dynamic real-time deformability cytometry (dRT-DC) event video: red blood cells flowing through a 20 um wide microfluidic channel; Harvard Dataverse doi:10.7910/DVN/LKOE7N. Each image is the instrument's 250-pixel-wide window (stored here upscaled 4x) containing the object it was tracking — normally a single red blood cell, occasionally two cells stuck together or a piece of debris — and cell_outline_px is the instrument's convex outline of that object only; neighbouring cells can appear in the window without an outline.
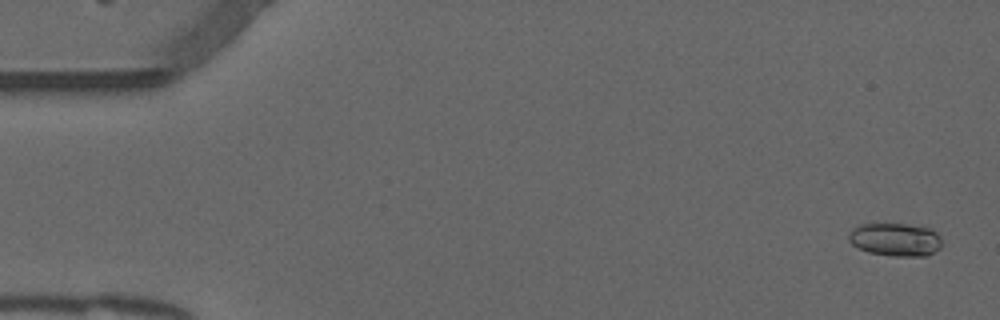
{"species": "common noctule bat (a hibernating species)", "species_latin": "Nyctalus noctula", "temperature_condition": "warm", "stored_images_in_passage": 17, "camera_frame_rate_fps": 3000, "um_per_image_px": 0.085, "animal": {"sex": "male", "forearm_length_mm": 52.5}, "frame": {"image": 1, "passage_image": 2, "time_ms": 0.333, "image_size_px": [1000, 320], "cell_outline_px": [[940, 248], [928, 256], [892, 256], [868, 252], [852, 244], [848, 240], [848, 236], [852, 228], [860, 224], [908, 224], [928, 228], [936, 232], [940, 236]], "centroid_in_image_um": [76.1, 20.36], "position_along_channel_um": 8.9, "area_um2": 17.98}}
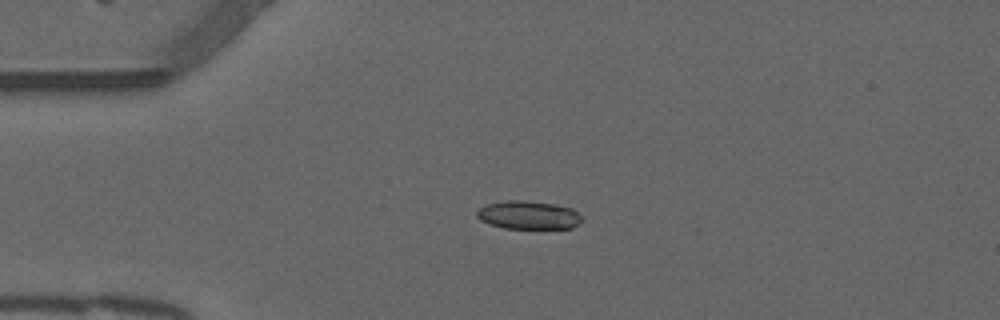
{"frame": {"image": 2, "passage_image": 13, "time_ms": 4.0, "image_size_px": [1000, 320], "cell_outline_px": [[584, 220], [580, 224], [572, 228], [504, 228], [488, 224], [480, 220], [476, 216], [476, 212], [480, 208], [488, 204], [508, 200], [524, 200], [556, 204], [572, 208], [584, 216]], "centroid_in_image_um": [44.98, 18.28], "position_along_channel_um": 40.0, "area_um2": 17.57}}